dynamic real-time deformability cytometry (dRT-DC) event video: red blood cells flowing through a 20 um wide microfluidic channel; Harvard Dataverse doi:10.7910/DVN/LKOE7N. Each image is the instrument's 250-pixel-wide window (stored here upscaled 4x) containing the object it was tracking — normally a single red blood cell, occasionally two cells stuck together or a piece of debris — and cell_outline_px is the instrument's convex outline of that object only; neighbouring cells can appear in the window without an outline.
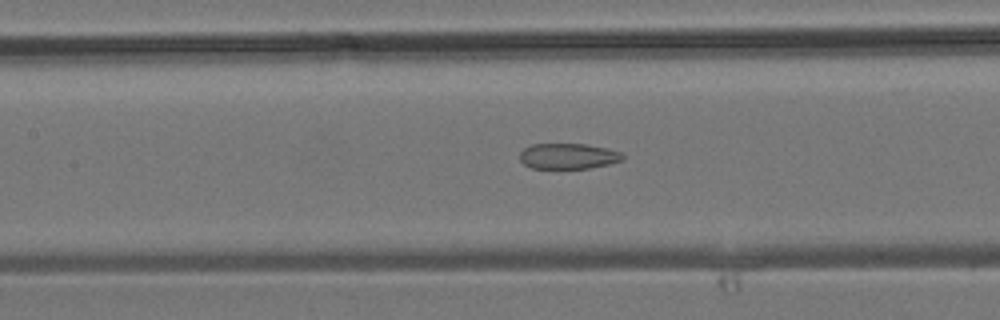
{"species": "common noctule bat (a hibernating species)", "species_latin": "Nyctalus noctula", "temperature_condition": "room temperature", "stored_images_in_passage": 42, "segment_of_instrument_passage": [2, 2], "camera_frame_rate_fps": 3000, "um_per_image_px": 0.085, "animal": {"sex": "male", "body_mass_g": 19.2, "forearm_length_mm": 51.8}, "frame": {"image": 1, "passage_image": 19, "time_ms": 6.0, "image_size_px": [1000, 320], "cell_outline_px": [[624, 160], [608, 164], [588, 168], [532, 168], [524, 164], [520, 160], [520, 152], [524, 148], [532, 144], [588, 144], [608, 148], [620, 152], [624, 156]], "centroid_in_image_um": [48.31, 13.26], "position_along_channel_um": 159.1, "area_um2": 15.37}}
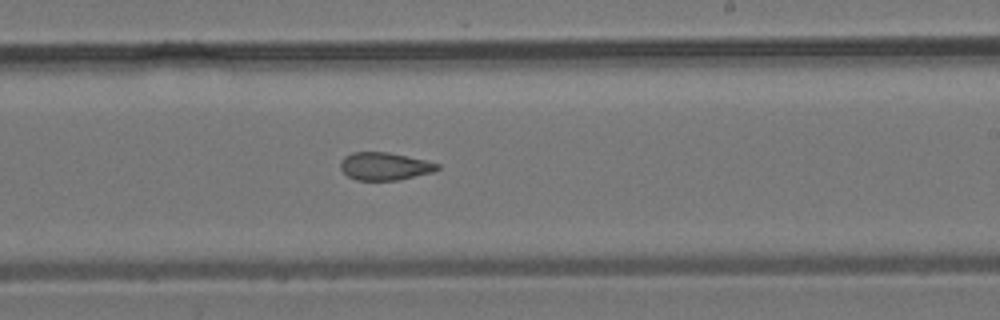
{"frame": {"image": 2, "passage_image": 25, "time_ms": 8.0, "image_size_px": [1000, 320], "cell_outline_px": [[440, 168], [432, 172], [400, 180], [356, 180], [348, 176], [340, 168], [340, 160], [344, 156], [352, 152], [388, 152], [424, 160], [440, 164]], "centroid_in_image_um": [32.67, 14.13], "position_along_channel_um": 256.3, "area_um2": 15.66}}
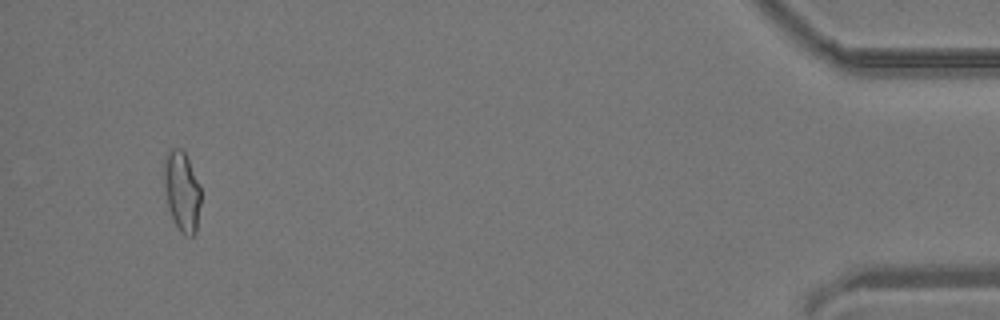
{"frame": {"image": 3, "passage_image": 40, "time_ms": 13.0, "image_size_px": [1000, 320], "cell_outline_px": [[200, 204], [196, 232], [192, 236], [184, 236], [180, 232], [172, 220], [168, 208], [164, 180], [164, 160], [168, 152], [172, 148], [180, 148], [184, 152], [188, 160], [200, 188]], "centroid_in_image_um": [15.45, 16.31], "position_along_channel_um": 419.7, "area_um2": 16.99}}